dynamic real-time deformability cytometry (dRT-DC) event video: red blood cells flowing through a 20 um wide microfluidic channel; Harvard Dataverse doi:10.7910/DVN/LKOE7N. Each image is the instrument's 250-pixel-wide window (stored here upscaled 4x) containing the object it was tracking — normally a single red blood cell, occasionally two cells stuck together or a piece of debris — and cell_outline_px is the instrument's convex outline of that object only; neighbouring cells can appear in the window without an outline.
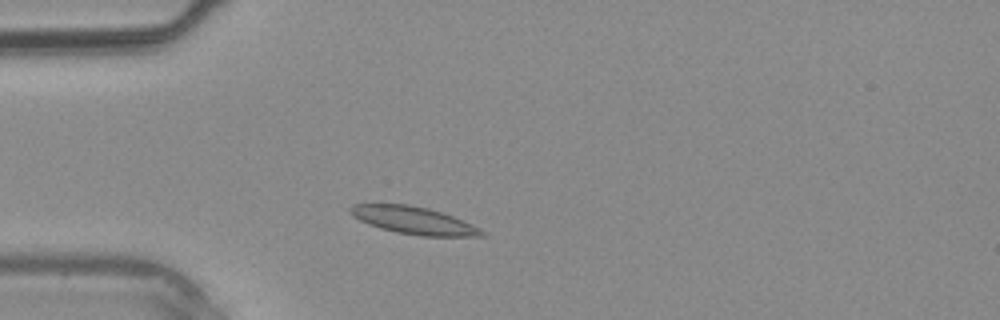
{"species": "common noctule bat (a hibernating species)", "species_latin": "Nyctalus noctula", "temperature_condition": "warm", "stored_images_in_passage": 2, "camera_frame_rate_fps": 3000, "um_per_image_px": 0.085, "animal": {"sex": "male", "body_mass_g": 20.4}, "frame": {"image": 1, "passage_image": 2, "time_ms": 1.333, "image_size_px": [1000, 320], "cell_outline_px": [[488, 236], [420, 236], [396, 232], [380, 228], [368, 224], [352, 216], [348, 212], [348, 208], [352, 204], [408, 204], [428, 208], [452, 216], [472, 224], [488, 232]], "centroid_in_image_um": [35.17, 18.74], "position_along_channel_um": 49.8, "area_um2": 21.15}}